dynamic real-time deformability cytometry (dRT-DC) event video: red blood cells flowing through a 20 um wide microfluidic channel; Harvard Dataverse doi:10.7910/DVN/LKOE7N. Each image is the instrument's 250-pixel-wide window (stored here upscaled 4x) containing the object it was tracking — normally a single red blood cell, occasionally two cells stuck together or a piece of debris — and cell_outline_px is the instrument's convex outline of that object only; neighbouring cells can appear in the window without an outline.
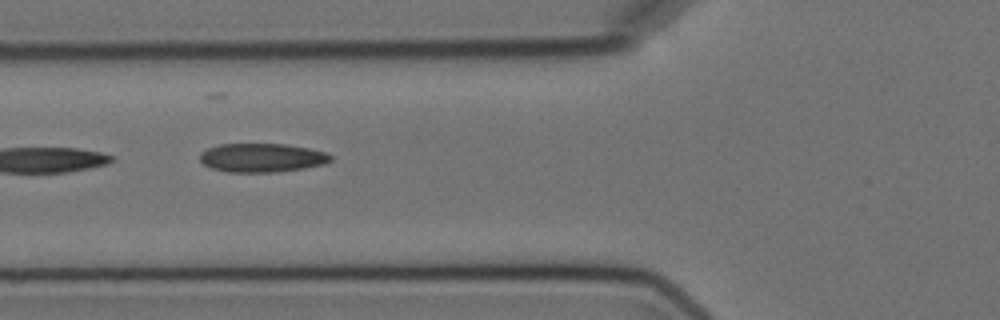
{"species": "Egyptian fruit bat (a non-hibernating species)", "species_latin": "Rousettus aegyptiacus", "temperature_condition": "cold", "stored_images_in_passage": 14, "camera_frame_rate_fps": 3000, "um_per_image_px": 0.085, "animal": {"sex": "female"}, "frame": {"image": 1, "passage_image": 5, "time_ms": 5.667, "image_size_px": [1000, 320], "cell_outline_px": [[332, 160], [328, 164], [304, 168], [276, 172], [228, 172], [212, 168], [204, 164], [200, 160], [200, 152], [208, 148], [220, 144], [288, 144], [328, 152], [332, 156]], "centroid_in_image_um": [22.31, 13.4], "position_along_channel_um": 103.5, "area_um2": 22.14}}
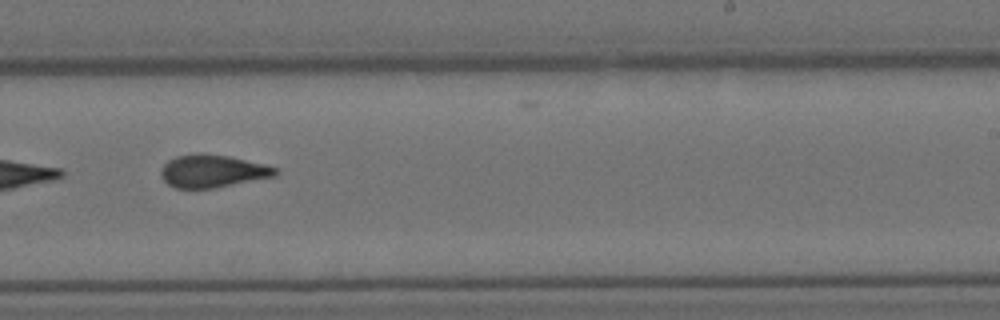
{"frame": {"image": 2, "passage_image": 9, "time_ms": 10.333, "image_size_px": [1000, 320], "cell_outline_px": [[280, 172], [276, 176], [212, 188], [176, 188], [168, 184], [160, 176], [160, 168], [168, 160], [176, 156], [196, 152], [228, 156], [264, 164], [276, 168]], "centroid_in_image_um": [18.03, 14.53], "position_along_channel_um": 271.0, "area_um2": 21.85}}
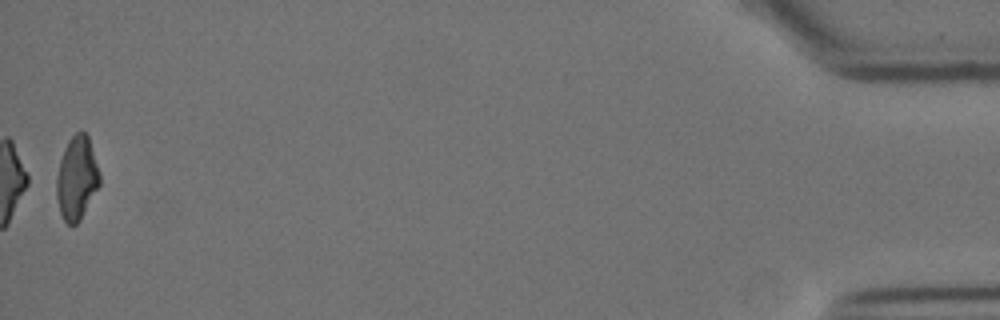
{"frame": {"image": 3, "passage_image": 14, "time_ms": 17.333, "image_size_px": [1000, 320], "cell_outline_px": [[100, 184], [80, 220], [76, 224], [68, 224], [64, 220], [60, 212], [56, 196], [56, 176], [60, 160], [64, 148], [68, 140], [76, 132], [84, 132], [88, 136], [100, 172]], "centroid_in_image_um": [6.52, 15.13], "position_along_channel_um": 428.7, "area_um2": 20.92}, "authors_computed_cell_mechanics": {"area_um2": 21.7617, "velocity_mm_per_s": 3.5776, "shape_relaxation_time_tau1_ms": 8.0327, "shape_relaxation_time_tau2_ms": 3.1509, "deformation_change_tau1": 0.2125, "deformation_change_tau2": 0.1043}}